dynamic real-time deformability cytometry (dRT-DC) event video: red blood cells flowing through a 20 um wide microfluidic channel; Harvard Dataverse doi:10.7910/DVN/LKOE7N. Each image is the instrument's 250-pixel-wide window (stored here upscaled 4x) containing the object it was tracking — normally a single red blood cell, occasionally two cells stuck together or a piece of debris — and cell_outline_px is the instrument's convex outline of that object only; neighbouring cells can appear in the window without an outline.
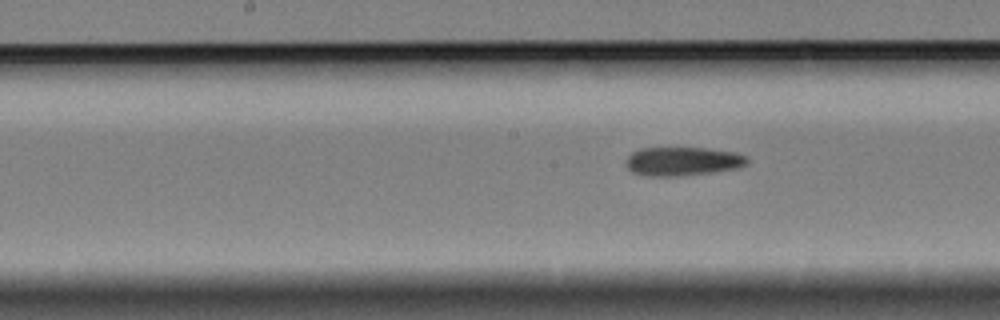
{"species": "Egyptian fruit bat (a non-hibernating species)", "species_latin": "Rousettus aegyptiacus", "temperature_condition": "cold", "stored_images_in_passage": 6, "segment_of_instrument_passage": [2, 2], "camera_frame_rate_fps": 3000, "um_per_image_px": 0.085, "animal": {"sex": "female"}, "frame": {"image": 1, "passage_image": 6, "time_ms": 6.0, "image_size_px": [1000, 320], "cell_outline_px": [[748, 164], [736, 168], [712, 172], [676, 176], [648, 176], [632, 172], [628, 168], [624, 160], [632, 152], [640, 148], [704, 148], [736, 152], [748, 156]], "centroid_in_image_um": [58.02, 13.7], "position_along_channel_um": 190.2, "area_um2": 20.35}}